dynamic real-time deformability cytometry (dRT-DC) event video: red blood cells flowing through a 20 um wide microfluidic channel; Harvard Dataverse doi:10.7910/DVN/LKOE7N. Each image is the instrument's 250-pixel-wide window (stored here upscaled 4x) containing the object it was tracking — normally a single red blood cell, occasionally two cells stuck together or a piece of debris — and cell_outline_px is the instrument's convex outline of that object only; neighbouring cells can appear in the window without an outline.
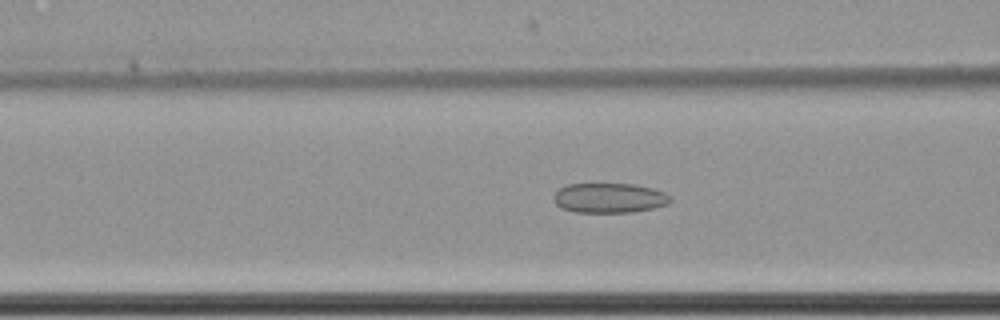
{"species": "common noctule bat (a hibernating species)", "species_latin": "Nyctalus noctula", "temperature_condition": "cold", "stored_images_in_passage": 61, "camera_frame_rate_fps": 3000, "um_per_image_px": 0.085, "animal": {"sex": "female", "body_mass_g": 22.7, "forearm_length_mm": 54.2}, "frame": {"image": 1, "passage_image": 26, "time_ms": 8.333, "image_size_px": [1000, 320], "cell_outline_px": [[672, 200], [668, 204], [656, 208], [632, 212], [576, 212], [564, 208], [556, 204], [552, 200], [552, 196], [560, 188], [568, 184], [636, 184], [652, 188], [664, 192], [672, 196]], "centroid_in_image_um": [51.83, 16.82], "position_along_channel_um": 114.8, "area_um2": 20.4}}
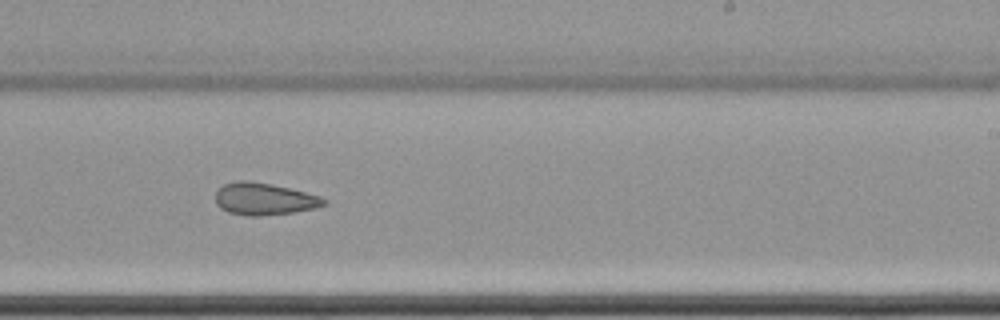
{"frame": {"image": 2, "passage_image": 39, "time_ms": 12.667, "image_size_px": [1000, 320], "cell_outline_px": [[328, 204], [316, 208], [296, 212], [260, 216], [248, 216], [228, 212], [220, 208], [216, 204], [216, 192], [224, 184], [236, 180], [248, 180], [272, 184], [320, 196], [328, 200]], "centroid_in_image_um": [22.47, 16.92], "position_along_channel_um": 266.5, "area_um2": 20.46}}
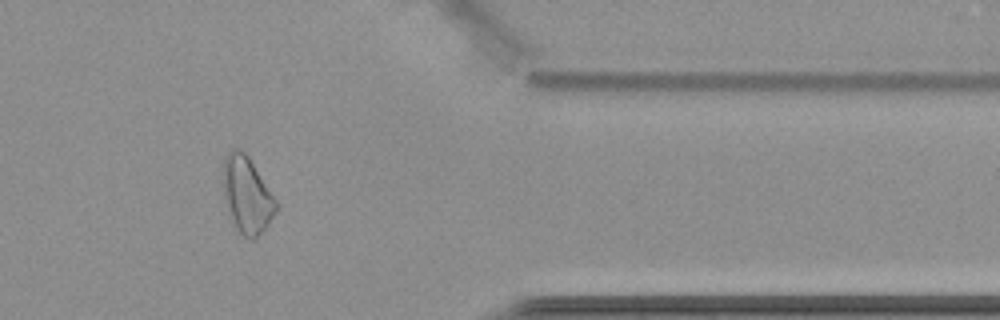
{"frame": {"image": 3, "passage_image": 51, "time_ms": 16.667, "image_size_px": [1000, 320], "cell_outline_px": [[276, 212], [268, 224], [252, 240], [248, 240], [232, 224], [224, 200], [224, 156], [232, 148], [240, 148], [248, 156], [276, 200]], "centroid_in_image_um": [20.96, 16.57], "position_along_channel_um": 390.4, "area_um2": 23.29}, "authors_computed_cell_mechanics": {"area_um2": 23.3512, "velocity_mm_per_s": 3.5031, "shape_relaxation_time_tau1_ms": null, "shape_relaxation_time_tau2_ms": 7.174, "deformation_change_tau1": null, "deformation_change_tau2": 0.1364}}